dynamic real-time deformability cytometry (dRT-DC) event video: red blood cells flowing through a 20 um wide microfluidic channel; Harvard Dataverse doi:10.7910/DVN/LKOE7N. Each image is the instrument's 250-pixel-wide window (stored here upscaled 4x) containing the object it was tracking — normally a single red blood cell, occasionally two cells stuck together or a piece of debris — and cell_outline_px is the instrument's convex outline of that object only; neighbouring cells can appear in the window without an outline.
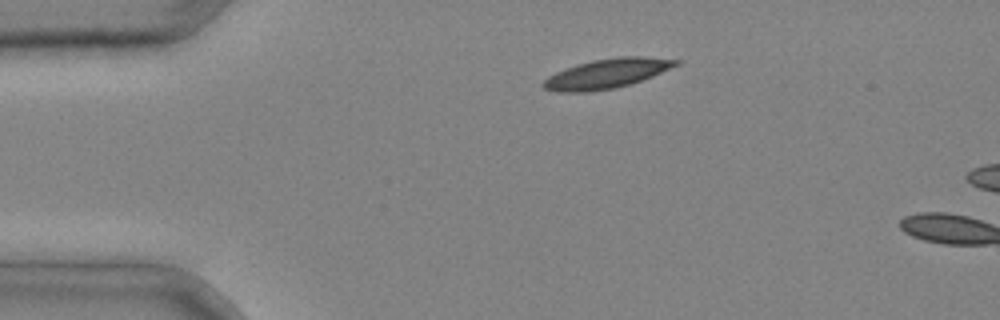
{"species": "common noctule bat (a hibernating species)", "species_latin": "Nyctalus noctula", "temperature_condition": "cold", "stored_images_in_passage": 2, "camera_frame_rate_fps": 3000, "um_per_image_px": 0.085, "animal": {"sex": "male", "body_mass_g": 20.4}, "frame": {"image": 1, "passage_image": 1, "time_ms": 0.0, "image_size_px": [1000, 320], "cell_outline_px": [[684, 60], [680, 64], [652, 76], [628, 84], [612, 88], [588, 92], [556, 92], [544, 88], [540, 84], [548, 76], [556, 72], [576, 64], [592, 60], [620, 56], [644, 56]], "centroid_in_image_um": [51.58, 6.24], "position_along_channel_um": 33.4, "area_um2": 22.83}}